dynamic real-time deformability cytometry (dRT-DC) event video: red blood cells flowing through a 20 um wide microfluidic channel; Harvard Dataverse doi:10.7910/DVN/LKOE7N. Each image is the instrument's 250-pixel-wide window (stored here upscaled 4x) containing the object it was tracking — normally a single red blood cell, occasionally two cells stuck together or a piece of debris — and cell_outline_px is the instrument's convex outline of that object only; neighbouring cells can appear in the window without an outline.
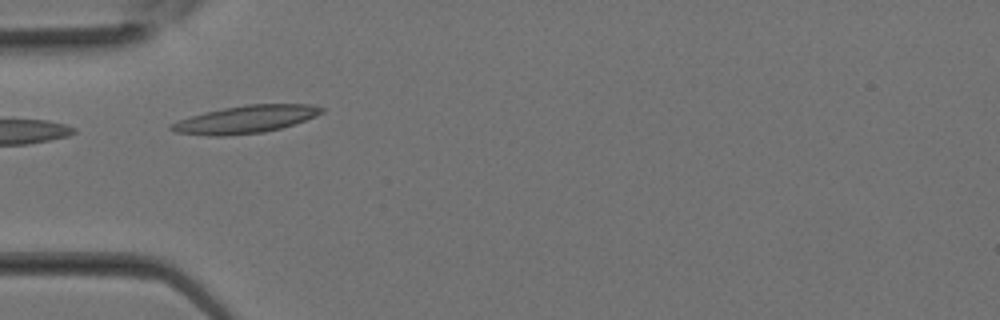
{"species": "Egyptian fruit bat (a non-hibernating species)", "species_latin": "Rousettus aegyptiacus", "temperature_condition": "room temperature", "stored_images_in_passage": 22, "camera_frame_rate_fps": 3000, "um_per_image_px": 0.085, "animal": {"sex": "female"}, "frame": {"image": 1, "passage_image": 1, "time_ms": 0.0, "image_size_px": [1000, 320], "cell_outline_px": [[324, 112], [316, 116], [280, 128], [264, 132], [224, 136], [208, 136], [172, 132], [168, 128], [168, 124], [204, 112], [244, 104], [312, 104], [324, 108]], "centroid_in_image_um": [20.84, 10.15], "position_along_channel_um": 64.2, "area_um2": 24.22}}
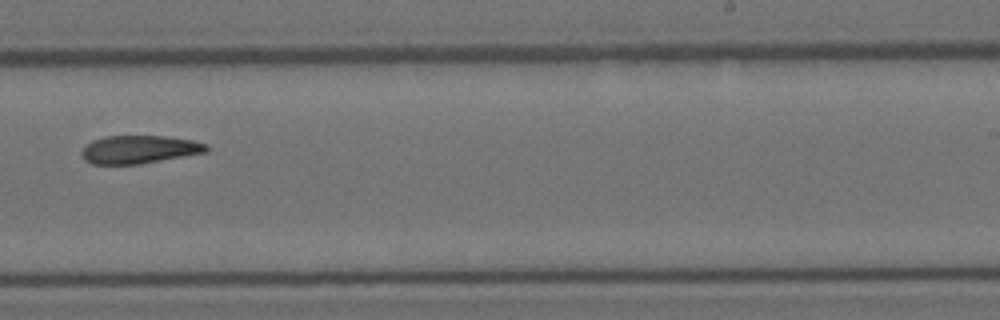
{"frame": {"image": 2, "passage_image": 11, "time_ms": 3.333, "image_size_px": [1000, 320], "cell_outline_px": [[208, 152], [140, 164], [92, 164], [84, 160], [80, 152], [92, 140], [104, 136], [164, 136], [192, 140], [208, 144]], "centroid_in_image_um": [11.84, 12.7], "position_along_channel_um": 277.2, "area_um2": 20.46}}
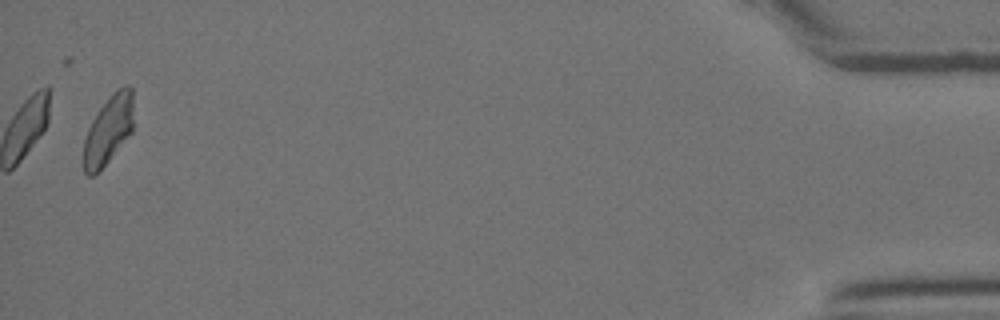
{"frame": {"image": 3, "passage_image": 22, "time_ms": 7.0, "image_size_px": [1000, 320], "cell_outline_px": [[132, 132], [108, 160], [92, 176], [88, 176], [84, 172], [84, 140], [88, 128], [92, 120], [100, 108], [112, 92], [124, 84], [132, 88]], "centroid_in_image_um": [9.21, 11.01], "position_along_channel_um": 426.0, "area_um2": 19.54}}